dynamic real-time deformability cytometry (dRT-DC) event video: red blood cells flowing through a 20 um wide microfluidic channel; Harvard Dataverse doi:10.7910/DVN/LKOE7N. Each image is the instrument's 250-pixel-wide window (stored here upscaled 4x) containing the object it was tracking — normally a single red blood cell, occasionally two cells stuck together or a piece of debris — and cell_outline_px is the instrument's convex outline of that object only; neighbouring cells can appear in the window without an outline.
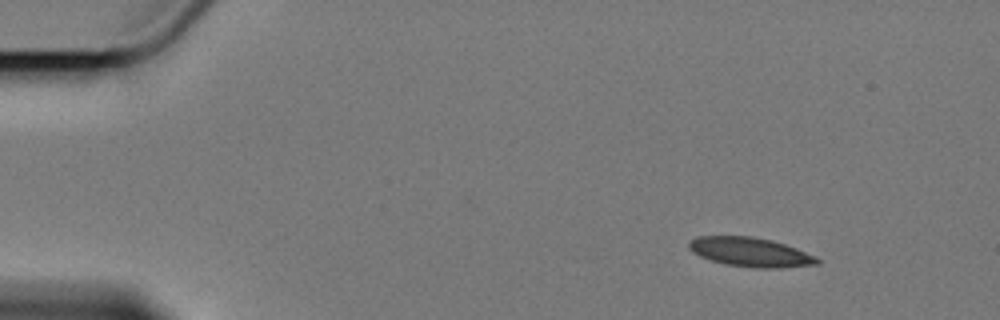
{"species": "Egyptian fruit bat (a non-hibernating species)", "species_latin": "Rousettus aegyptiacus", "temperature_condition": "cold", "stored_images_in_passage": 6, "camera_frame_rate_fps": 3000, "um_per_image_px": 0.085, "animal": {"sex": "female"}, "frame": {"image": 1, "passage_image": 2, "time_ms": 1.333, "image_size_px": [1000, 320], "cell_outline_px": [[820, 264], [776, 268], [756, 268], [724, 264], [700, 256], [692, 252], [688, 248], [688, 240], [700, 236], [752, 236], [772, 240], [796, 248], [816, 256], [820, 260]], "centroid_in_image_um": [63.77, 21.42], "position_along_channel_um": 21.2, "area_um2": 21.91}}
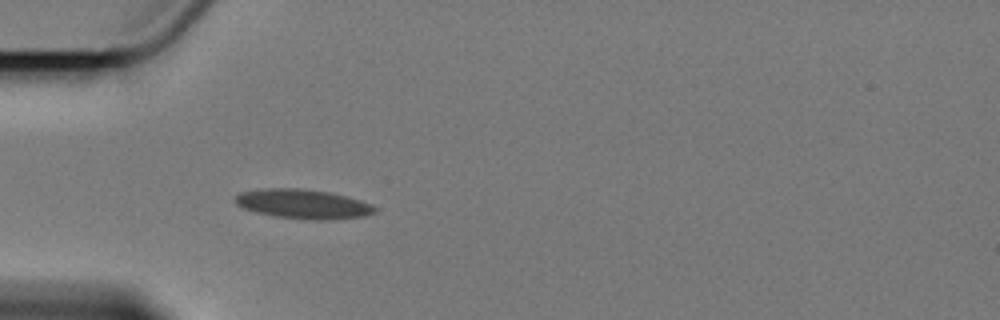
{"frame": {"image": 2, "passage_image": 5, "time_ms": 5.0, "image_size_px": [1000, 320], "cell_outline_px": [[376, 212], [364, 216], [336, 220], [308, 220], [276, 216], [256, 212], [244, 208], [236, 204], [236, 196], [240, 192], [268, 188], [300, 188], [328, 192], [348, 196], [372, 204], [376, 208]], "centroid_in_image_um": [25.81, 17.35], "position_along_channel_um": 59.2, "area_um2": 23.99}}